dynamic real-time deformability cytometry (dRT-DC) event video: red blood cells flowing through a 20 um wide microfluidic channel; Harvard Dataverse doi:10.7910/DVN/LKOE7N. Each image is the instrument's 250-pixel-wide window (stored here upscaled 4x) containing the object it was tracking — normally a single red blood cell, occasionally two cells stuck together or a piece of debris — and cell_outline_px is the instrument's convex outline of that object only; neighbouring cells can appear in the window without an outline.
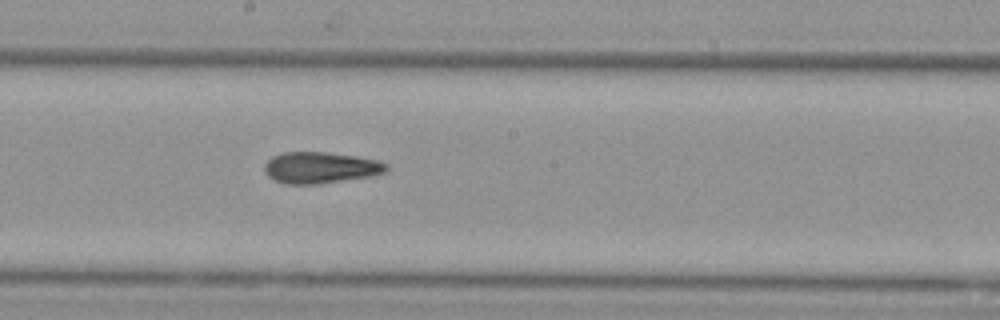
{"species": "Egyptian fruit bat (a non-hibernating species)", "species_latin": "Rousettus aegyptiacus", "temperature_condition": "cold", "stored_images_in_passage": 9, "camera_frame_rate_fps": 3000, "um_per_image_px": 0.085, "animal": {"sex": "female"}, "frame": {"image": 1, "passage_image": 9, "time_ms": 2.667, "image_size_px": [1000, 320], "cell_outline_px": [[388, 168], [384, 172], [372, 176], [316, 184], [288, 184], [276, 180], [268, 176], [264, 172], [264, 164], [272, 156], [284, 152], [328, 152], [356, 156], [380, 160], [388, 164]], "centroid_in_image_um": [27.25, 14.24], "position_along_channel_um": 221.0, "area_um2": 22.31}}